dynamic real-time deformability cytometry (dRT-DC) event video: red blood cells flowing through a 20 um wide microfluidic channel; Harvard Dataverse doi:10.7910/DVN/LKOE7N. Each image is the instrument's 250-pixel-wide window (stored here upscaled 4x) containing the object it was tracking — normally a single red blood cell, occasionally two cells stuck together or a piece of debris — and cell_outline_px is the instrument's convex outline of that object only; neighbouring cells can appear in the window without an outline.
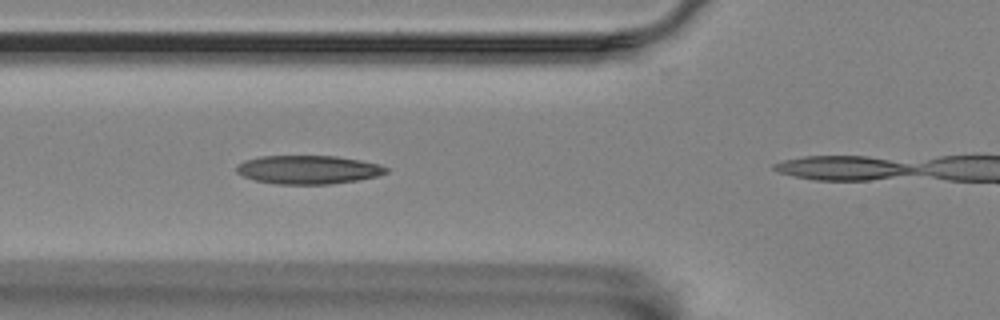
{"species": "Egyptian fruit bat (a non-hibernating species)", "species_latin": "Rousettus aegyptiacus", "temperature_condition": "room temperature", "stored_images_in_passage": 4, "segment_of_instrument_passage": [1, 2], "camera_frame_rate_fps": 3000, "um_per_image_px": 0.085, "animal": {"sex": "female"}, "frame": {"image": 1, "passage_image": 3, "time_ms": 2.333, "image_size_px": [1000, 320], "cell_outline_px": [[388, 172], [380, 176], [360, 180], [332, 184], [276, 184], [256, 180], [244, 176], [236, 172], [236, 164], [244, 160], [260, 156], [336, 156], [360, 160], [380, 164], [388, 168]], "centroid_in_image_um": [26.22, 14.42], "position_along_channel_um": 99.6, "area_um2": 25.14}}